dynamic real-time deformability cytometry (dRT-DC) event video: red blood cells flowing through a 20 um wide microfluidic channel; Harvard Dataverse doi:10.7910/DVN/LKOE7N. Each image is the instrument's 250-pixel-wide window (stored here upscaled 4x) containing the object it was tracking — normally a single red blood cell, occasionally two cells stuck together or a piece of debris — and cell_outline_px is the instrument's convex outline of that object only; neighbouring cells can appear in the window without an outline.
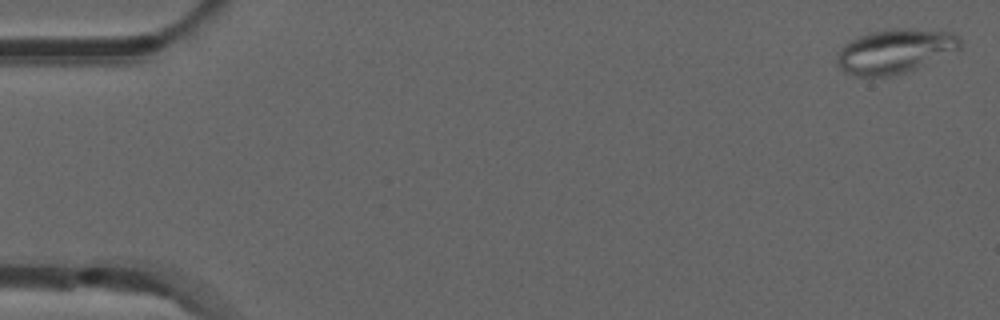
{"species": "common noctule bat (a hibernating species)", "species_latin": "Nyctalus noctula", "temperature_condition": "room temperature", "stored_images_in_passage": 13, "camera_frame_rate_fps": 3000, "um_per_image_px": 0.085, "animal": {"sex": "male", "forearm_length_mm": 52.5}, "frame": {"image": 1, "passage_image": 1, "time_ms": 0.0, "image_size_px": [1000, 320], "cell_outline_px": [[964, 44], [960, 48], [916, 68], [904, 72], [888, 76], [860, 76], [844, 72], [836, 64], [836, 52], [844, 44], [860, 36], [872, 32], [896, 28], [912, 28], [952, 32], [960, 36]], "centroid_in_image_um": [76.07, 4.33], "position_along_channel_um": 8.9, "area_um2": 31.67}}